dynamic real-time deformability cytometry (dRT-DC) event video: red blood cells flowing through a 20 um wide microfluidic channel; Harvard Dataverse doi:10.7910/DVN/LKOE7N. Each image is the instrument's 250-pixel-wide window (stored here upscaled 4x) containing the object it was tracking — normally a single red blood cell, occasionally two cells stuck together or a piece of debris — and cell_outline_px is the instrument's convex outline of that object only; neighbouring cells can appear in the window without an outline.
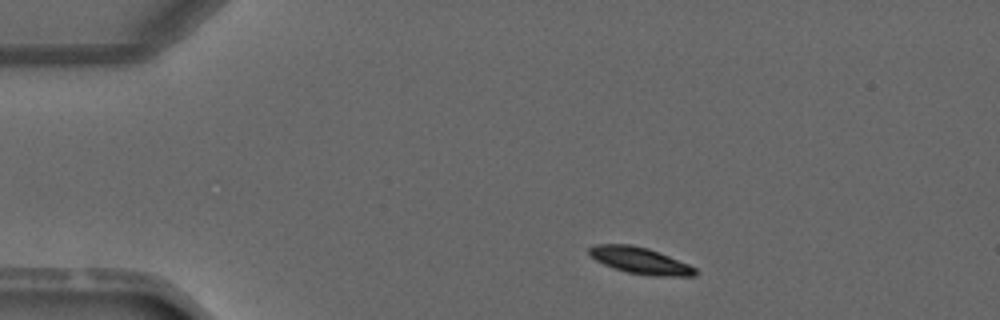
{"species": "common noctule bat (a hibernating species)", "species_latin": "Nyctalus noctula", "temperature_condition": "warm", "stored_images_in_passage": 2, "camera_frame_rate_fps": 3000, "um_per_image_px": 0.085, "animal": {"sex": "male", "forearm_length_mm": 52.5}, "frame": {"image": 1, "passage_image": 1, "time_ms": 0.0, "image_size_px": [1000, 320], "cell_outline_px": [[696, 276], [652, 276], [628, 272], [612, 268], [596, 260], [588, 252], [588, 248], [596, 244], [632, 244], [648, 248], [688, 264], [696, 268]], "centroid_in_image_um": [54.4, 22.15], "position_along_channel_um": 30.6, "area_um2": 16.3}}
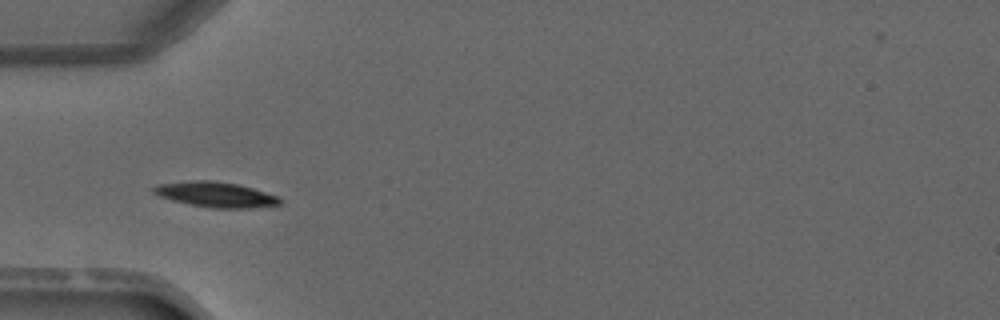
{"frame": {"image": 2, "passage_image": 2, "time_ms": 2.0, "image_size_px": [1000, 320], "cell_outline_px": [[284, 200], [280, 204], [248, 208], [212, 208], [188, 204], [172, 200], [160, 196], [152, 192], [152, 188], [156, 184], [192, 180], [212, 180], [236, 184], [252, 188], [280, 196]], "centroid_in_image_um": [18.33, 16.53], "position_along_channel_um": 66.7, "area_um2": 18.67}}